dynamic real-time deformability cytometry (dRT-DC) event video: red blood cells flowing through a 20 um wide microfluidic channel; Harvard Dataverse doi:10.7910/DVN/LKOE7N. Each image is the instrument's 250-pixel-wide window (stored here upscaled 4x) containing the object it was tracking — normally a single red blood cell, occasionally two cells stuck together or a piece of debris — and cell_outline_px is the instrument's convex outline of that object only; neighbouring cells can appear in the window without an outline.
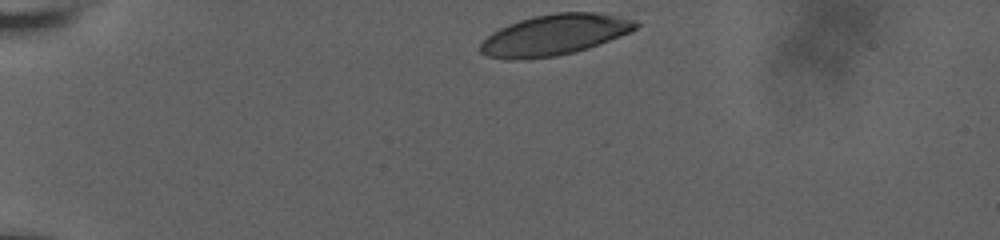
{"species": "human", "species_latin": "Homo sapiens", "temperature_condition": "room temperature", "stored_images_in_passage": 30, "camera_frame_rate_fps": 3000, "um_per_image_px": 0.085, "donor": {"sex": "male"}, "frame": {"image": 1, "passage_image": 1, "time_ms": 0.0, "image_size_px": [1000, 240], "cell_outline_px": [[640, 24], [636, 28], [620, 36], [588, 48], [576, 52], [556, 56], [524, 60], [504, 60], [484, 56], [480, 52], [480, 44], [492, 32], [508, 24], [532, 16], [556, 12], [596, 12], [636, 20]], "centroid_in_image_um": [47.09, 2.98], "position_along_channel_um": 37.9, "area_um2": 37.17}}
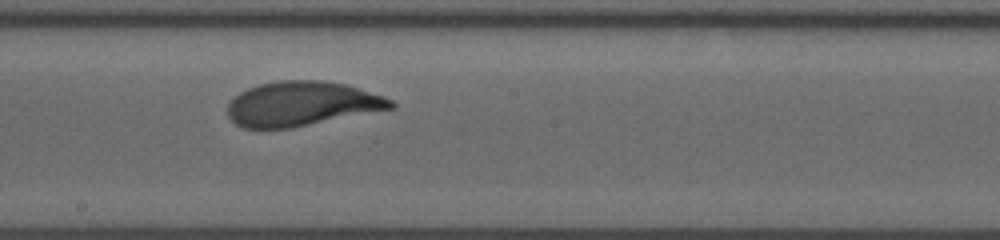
{"frame": {"image": 2, "passage_image": 18, "time_ms": 7.0, "image_size_px": [1000, 240], "cell_outline_px": [[396, 108], [292, 128], [244, 128], [236, 124], [228, 116], [228, 104], [240, 92], [248, 88], [260, 84], [280, 80], [324, 80], [344, 84], [384, 96], [392, 100], [396, 104]], "centroid_in_image_um": [25.68, 8.83], "position_along_channel_um": 222.5, "area_um2": 42.37}}
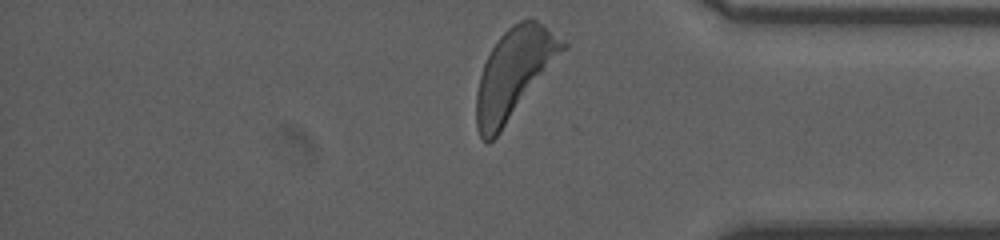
{"frame": {"image": 3, "passage_image": 30, "time_ms": 12.0, "image_size_px": [1000, 240], "cell_outline_px": [[568, 44], [500, 132], [488, 144], [484, 144], [476, 128], [476, 92], [480, 76], [484, 64], [492, 48], [500, 36], [512, 24], [520, 20], [536, 20], [544, 24]], "centroid_in_image_um": [43.65, 6.24], "position_along_channel_um": 391.6, "area_um2": 43.75}, "authors_computed_cell_mechanics": {"area_um2": 42.5119, "velocity_mm_per_s": 3.6071, "shape_relaxation_time_tau1_ms": 4.0578, "shape_relaxation_time_tau2_ms": 0.9688, "deformation_change_tau1": 0.1843, "deformation_change_tau2": 0.0765}}